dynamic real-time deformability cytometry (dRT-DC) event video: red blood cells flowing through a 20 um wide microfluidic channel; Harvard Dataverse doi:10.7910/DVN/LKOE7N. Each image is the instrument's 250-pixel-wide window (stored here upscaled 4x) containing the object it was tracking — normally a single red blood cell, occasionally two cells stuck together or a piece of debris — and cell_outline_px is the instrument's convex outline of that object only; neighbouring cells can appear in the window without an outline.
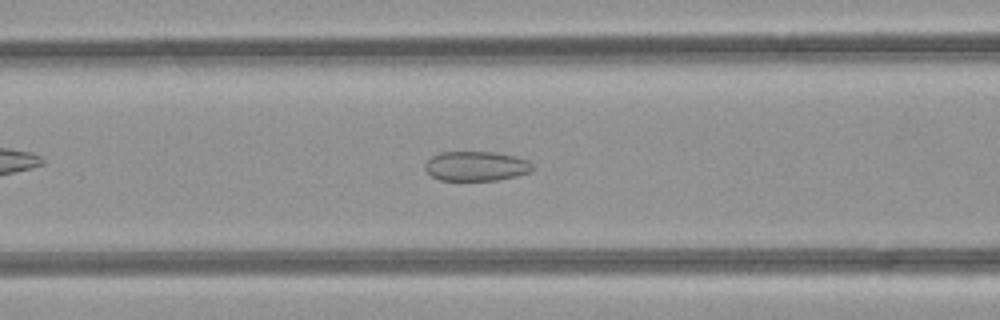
{"species": "common noctule bat (a hibernating species)", "species_latin": "Nyctalus noctula", "temperature_condition": "room temperature", "stored_images_in_passage": 41, "camera_frame_rate_fps": 3000, "um_per_image_px": 0.085, "animal": {"sex": "female", "body_mass_g": 21.9}, "frame": {"image": 1, "passage_image": 12, "time_ms": 3.667, "image_size_px": [1000, 320], "cell_outline_px": [[532, 168], [528, 172], [516, 176], [496, 180], [440, 180], [432, 176], [424, 168], [424, 164], [432, 156], [440, 152], [496, 152], [516, 156], [528, 160], [532, 164]], "centroid_in_image_um": [40.46, 14.11], "position_along_channel_um": 126.1, "area_um2": 18.5}}
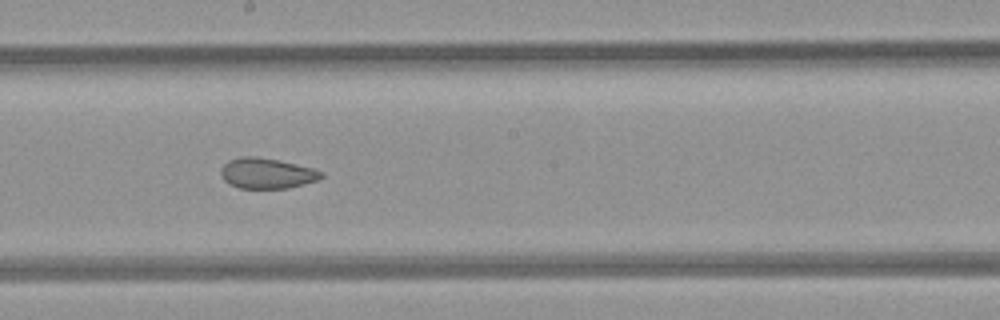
{"frame": {"image": 2, "passage_image": 19, "time_ms": 6.0, "image_size_px": [1000, 320], "cell_outline_px": [[324, 176], [320, 180], [288, 188], [240, 188], [228, 184], [224, 180], [220, 172], [220, 168], [228, 160], [240, 156], [256, 156], [316, 168], [324, 172]], "centroid_in_image_um": [22.7, 14.73], "position_along_channel_um": 225.5, "area_um2": 18.09}}
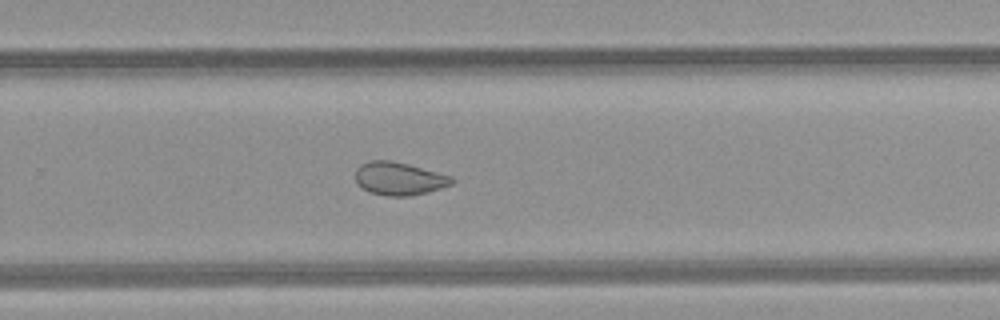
{"frame": {"image": 3, "passage_image": 24, "time_ms": 7.667, "image_size_px": [1000, 320], "cell_outline_px": [[456, 180], [452, 184], [428, 192], [408, 196], [388, 196], [368, 192], [360, 188], [356, 184], [356, 168], [360, 164], [368, 160], [392, 160], [408, 164], [452, 176]], "centroid_in_image_um": [33.89, 15.18], "position_along_channel_um": 295.9, "area_um2": 18.79}, "authors_computed_cell_mechanics": {"area_um2": 20.808, "velocity_mm_per_s": 4.247, "shape_relaxation_time_tau1_ms": null, "shape_relaxation_time_tau2_ms": 1.7022, "deformation_change_tau1": null, "deformation_change_tau2": 0.0685}}